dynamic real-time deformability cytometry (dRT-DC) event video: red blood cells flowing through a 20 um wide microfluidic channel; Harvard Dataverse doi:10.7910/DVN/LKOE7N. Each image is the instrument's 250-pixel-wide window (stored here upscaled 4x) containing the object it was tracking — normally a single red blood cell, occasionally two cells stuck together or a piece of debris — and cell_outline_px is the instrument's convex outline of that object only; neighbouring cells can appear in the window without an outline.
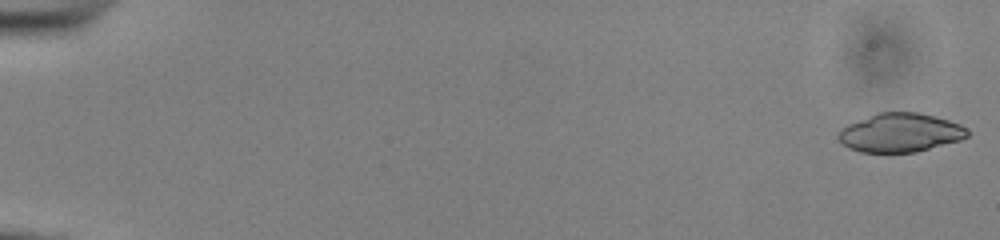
{"species": "common noctule bat (a hibernating species)", "species_latin": "Nyctalus noctula", "temperature_condition": "cold", "stored_images_in_passage": 3, "camera_frame_rate_fps": 3000, "um_per_image_px": 0.085, "animal": {"sex": "male", "body_mass_g": 13.0, "forearm_length_mm": 53.1}, "frame": {"image": 1, "passage_image": 3, "time_ms": 0.667, "image_size_px": [1000, 240], "cell_outline_px": [[968, 136], [960, 140], [916, 152], [860, 152], [848, 148], [836, 136], [836, 132], [840, 128], [848, 124], [880, 112], [916, 112], [936, 116], [960, 124], [968, 128]], "centroid_in_image_um": [76.51, 11.28], "position_along_channel_um": 8.5, "area_um2": 29.19}}